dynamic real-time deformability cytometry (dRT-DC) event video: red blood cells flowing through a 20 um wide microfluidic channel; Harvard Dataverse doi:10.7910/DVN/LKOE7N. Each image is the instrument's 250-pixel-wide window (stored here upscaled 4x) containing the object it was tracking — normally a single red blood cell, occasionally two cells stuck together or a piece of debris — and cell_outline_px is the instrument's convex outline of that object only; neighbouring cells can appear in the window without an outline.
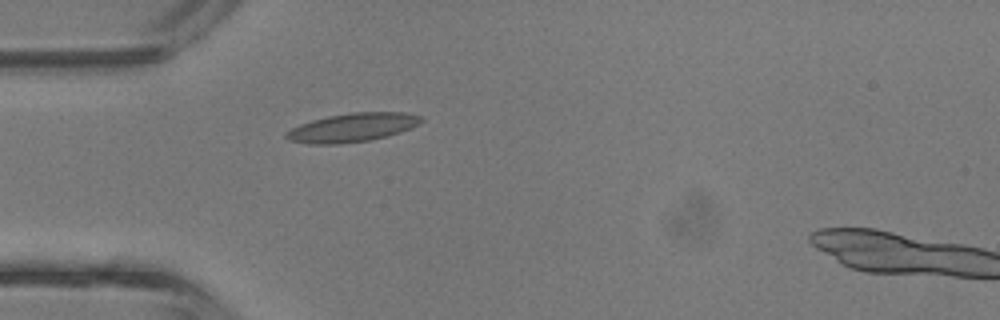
{"species": "common noctule bat (a hibernating species)", "species_latin": "Nyctalus noctula", "temperature_condition": "room temperature", "stored_images_in_passage": 30, "camera_frame_rate_fps": 3000, "um_per_image_px": 0.085, "animal": {"sex": "male", "body_mass_g": 13.3}, "frame": {"image": 1, "passage_image": 1, "time_ms": 0.0, "image_size_px": [1000, 320], "cell_outline_px": [[424, 120], [412, 128], [388, 136], [368, 140], [340, 144], [308, 144], [288, 140], [284, 136], [284, 132], [300, 124], [312, 120], [328, 116], [352, 112], [404, 112], [420, 116]], "centroid_in_image_um": [29.93, 10.84], "position_along_channel_um": 55.1, "area_um2": 22.66}}
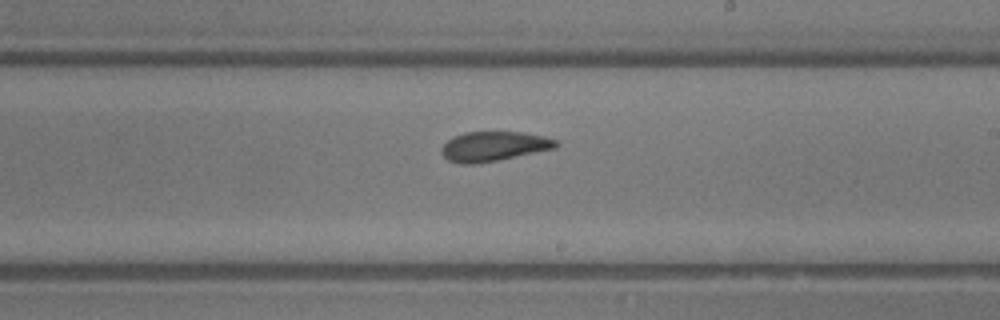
{"frame": {"image": 2, "passage_image": 13, "time_ms": 4.0, "image_size_px": [1000, 320], "cell_outline_px": [[560, 144], [556, 148], [500, 160], [476, 164], [460, 164], [448, 160], [440, 152], [440, 148], [452, 136], [464, 132], [520, 132], [544, 136], [556, 140]], "centroid_in_image_um": [41.95, 12.44], "position_along_channel_um": 247.0, "area_um2": 20.0}}
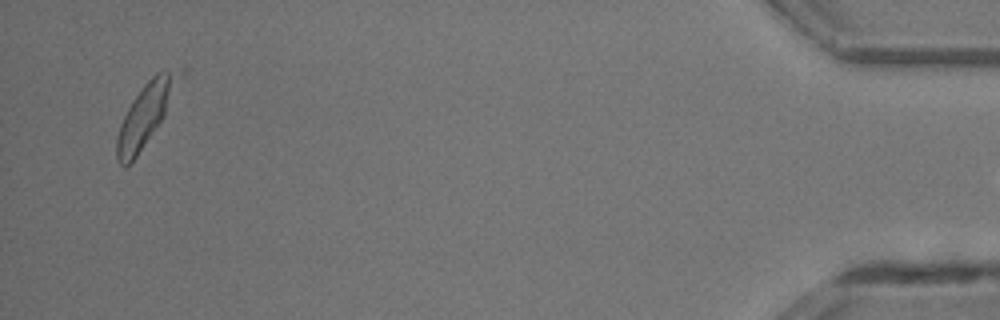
{"frame": {"image": 3, "passage_image": 29, "time_ms": 9.333, "image_size_px": [1000, 320], "cell_outline_px": [[188, 72], [164, 116], [136, 156], [124, 168], [116, 160], [116, 136], [120, 124], [132, 100], [144, 84], [156, 72], [184, 64], [188, 68]], "centroid_in_image_um": [12.52, 9.51], "position_along_channel_um": 422.7, "area_um2": 23.47}}